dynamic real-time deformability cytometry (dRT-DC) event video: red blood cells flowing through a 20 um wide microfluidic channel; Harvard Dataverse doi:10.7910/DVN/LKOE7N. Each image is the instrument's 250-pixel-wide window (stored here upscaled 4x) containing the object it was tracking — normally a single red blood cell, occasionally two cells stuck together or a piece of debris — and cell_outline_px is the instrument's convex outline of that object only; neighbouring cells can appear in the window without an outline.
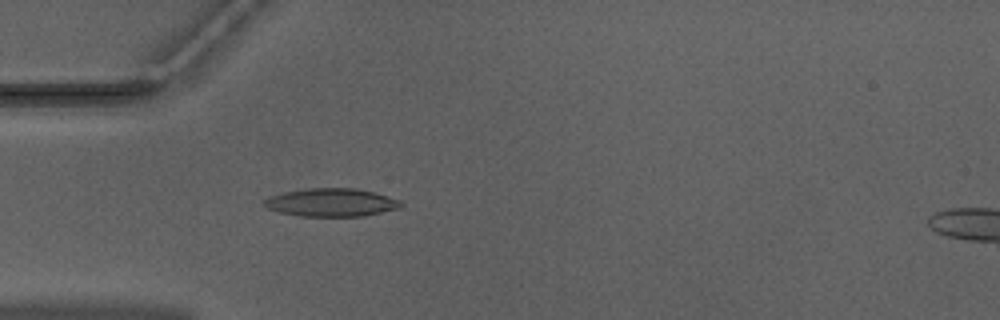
{"species": "Egyptian fruit bat (a non-hibernating species)", "species_latin": "Rousettus aegyptiacus", "temperature_condition": "warm", "stored_images_in_passage": 52, "camera_frame_rate_fps": 3000, "um_per_image_px": 0.085, "animal": {"sex": "male"}, "frame": {"image": 1, "passage_image": 16, "time_ms": 5.0, "image_size_px": [1000, 320], "cell_outline_px": [[404, 204], [400, 208], [364, 216], [300, 216], [280, 212], [268, 208], [264, 204], [264, 200], [272, 196], [284, 192], [308, 188], [356, 188], [372, 192], [400, 200]], "centroid_in_image_um": [28.19, 17.21], "position_along_channel_um": 56.8, "area_um2": 22.2}}
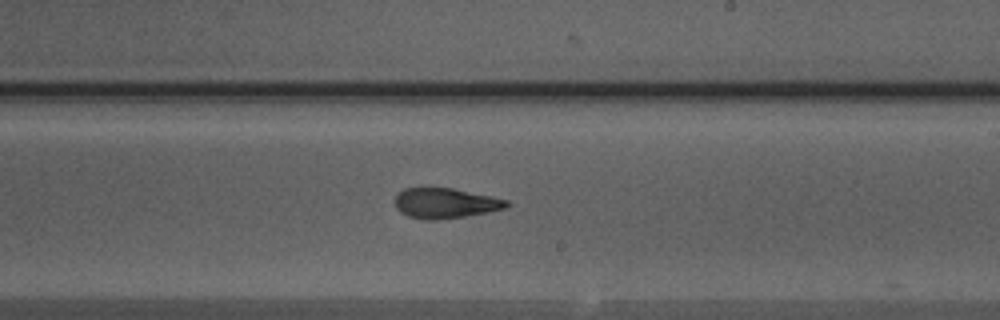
{"frame": {"image": 2, "passage_image": 31, "time_ms": 10.0, "image_size_px": [1000, 320], "cell_outline_px": [[508, 204], [504, 208], [488, 212], [464, 216], [436, 220], [420, 220], [408, 216], [400, 212], [396, 208], [396, 196], [404, 188], [452, 188], [508, 200]], "centroid_in_image_um": [37.81, 17.28], "position_along_channel_um": 251.2, "area_um2": 19.42}}
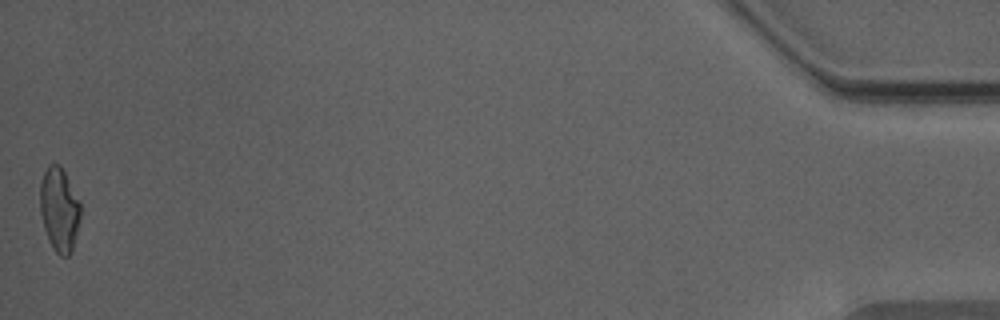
{"frame": {"image": 3, "passage_image": 52, "time_ms": 17.0, "image_size_px": [1000, 320], "cell_outline_px": [[80, 220], [72, 248], [68, 256], [60, 256], [52, 248], [48, 240], [44, 228], [40, 212], [40, 184], [44, 172], [48, 164], [60, 164], [80, 200]], "centroid_in_image_um": [5.03, 17.79], "position_along_channel_um": 430.2, "area_um2": 19.83}, "authors_computed_cell_mechanics": {"area_um2": 20.6057, "velocity_mm_per_s": 3.9814, "shape_relaxation_time_tau1_ms": 9.5301, "shape_relaxation_time_tau2_ms": 2.5215, "deformation_change_tau1": 0.2613, "deformation_change_tau2": 0.1136}}